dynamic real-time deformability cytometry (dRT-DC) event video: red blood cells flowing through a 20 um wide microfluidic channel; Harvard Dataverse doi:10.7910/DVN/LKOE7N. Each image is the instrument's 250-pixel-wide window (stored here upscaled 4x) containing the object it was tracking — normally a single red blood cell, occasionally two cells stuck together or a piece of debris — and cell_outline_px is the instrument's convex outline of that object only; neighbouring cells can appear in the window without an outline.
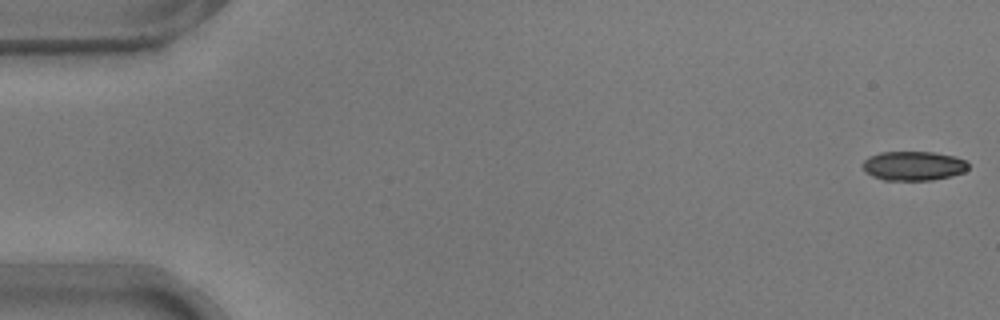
{"species": "common noctule bat (a hibernating species)", "species_latin": "Nyctalus noctula", "temperature_condition": "warm", "stored_images_in_passage": 54, "camera_frame_rate_fps": 3000, "um_per_image_px": 0.085, "animal": {"sex": "male", "body_mass_g": 17.9}, "frame": {"image": 1, "passage_image": 1, "time_ms": 0.0, "image_size_px": [1000, 320], "cell_outline_px": [[968, 168], [964, 172], [932, 180], [884, 180], [872, 176], [864, 172], [864, 160], [868, 156], [880, 152], [932, 152], [956, 156], [964, 160], [968, 164]], "centroid_in_image_um": [77.62, 14.09], "position_along_channel_um": 7.4, "area_um2": 17.98}}
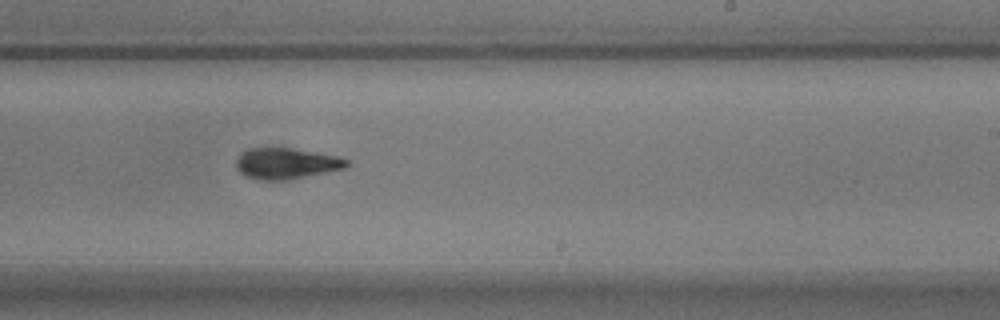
{"frame": {"image": 2, "passage_image": 33, "time_ms": 10.667, "image_size_px": [1000, 320], "cell_outline_px": [[348, 164], [344, 168], [288, 180], [260, 180], [244, 176], [236, 168], [236, 160], [240, 152], [248, 148], [292, 148], [336, 156], [348, 160]], "centroid_in_image_um": [24.26, 13.89], "position_along_channel_um": 264.7, "area_um2": 19.88}}
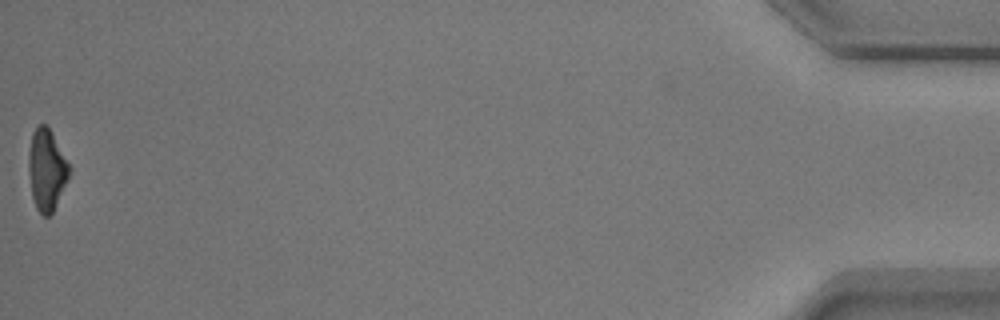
{"frame": {"image": 3, "passage_image": 54, "time_ms": 17.667, "image_size_px": [1000, 320], "cell_outline_px": [[72, 168], [68, 180], [52, 212], [48, 216], [44, 216], [36, 208], [32, 196], [28, 172], [28, 152], [32, 132], [40, 124], [48, 124]], "centroid_in_image_um": [3.97, 14.38], "position_along_channel_um": 431.2, "area_um2": 19.54}, "authors_computed_cell_mechanics": {"area_um2": 19.7387, "velocity_mm_per_s": 3.7534, "shape_relaxation_time_tau1_ms": 2.9214, "shape_relaxation_time_tau2_ms": 2.0199, "deformation_change_tau1": 0.1729, "deformation_change_tau2": 0.0976}}